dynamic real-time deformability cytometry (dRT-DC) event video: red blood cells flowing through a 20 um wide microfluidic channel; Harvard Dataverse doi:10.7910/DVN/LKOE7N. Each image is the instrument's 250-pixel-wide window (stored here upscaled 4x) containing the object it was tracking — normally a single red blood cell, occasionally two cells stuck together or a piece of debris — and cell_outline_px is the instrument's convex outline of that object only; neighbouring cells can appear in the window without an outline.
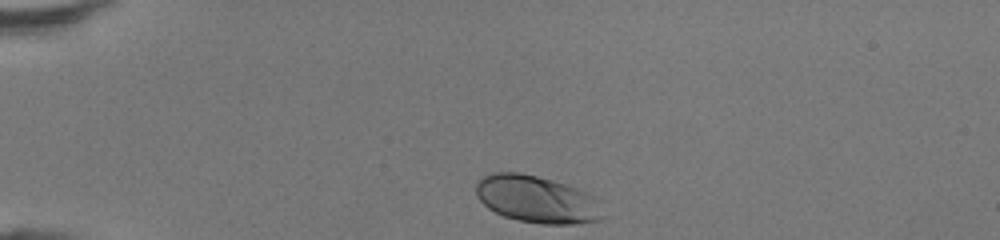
{"species": "human", "species_latin": "Homo sapiens", "temperature_condition": "room temperature", "stored_images_in_passage": 30, "camera_frame_rate_fps": 3000, "um_per_image_px": 0.085, "donor": {"sex": "female"}, "frame": {"image": 1, "passage_image": 1, "time_ms": 0.0, "image_size_px": [1000, 240], "cell_outline_px": [[604, 220], [580, 224], [540, 224], [516, 220], [504, 216], [488, 208], [476, 196], [476, 180], [492, 172], [520, 172], [552, 180], [588, 192], [596, 196], [600, 200]], "centroid_in_image_um": [45.67, 16.95], "position_along_channel_um": 39.3, "area_um2": 35.43}}
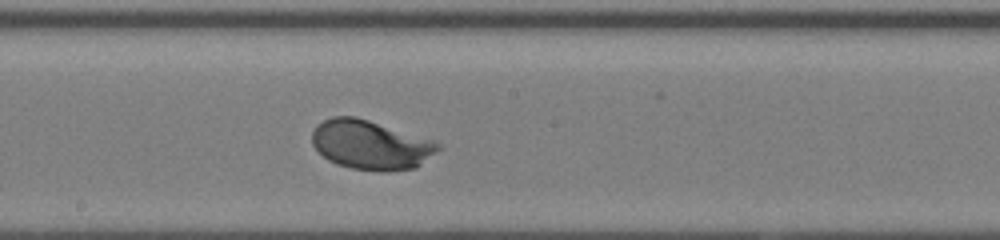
{"frame": {"image": 2, "passage_image": 17, "time_ms": 5.333, "image_size_px": [1000, 240], "cell_outline_px": [[444, 144], [436, 152], [416, 168], [380, 172], [352, 168], [336, 164], [328, 160], [312, 144], [312, 132], [316, 124], [332, 116], [356, 116], [436, 140]], "centroid_in_image_um": [31.54, 12.3], "position_along_channel_um": 216.7, "area_um2": 36.53}}
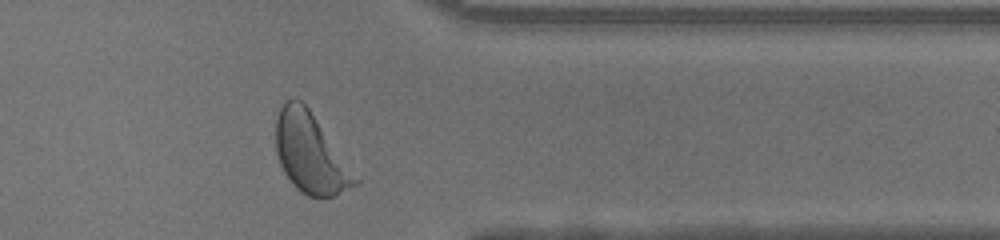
{"frame": {"image": 3, "passage_image": 29, "time_ms": 9.333, "image_size_px": [1000, 240], "cell_outline_px": [[360, 184], [332, 196], [308, 196], [300, 192], [292, 184], [284, 172], [280, 164], [276, 152], [276, 116], [280, 108], [292, 96], [296, 96], [308, 108], [360, 180]], "centroid_in_image_um": [26.37, 13.03], "position_along_channel_um": 385.0, "area_um2": 36.41}, "authors_computed_cell_mechanics": {"area_um2": 34.7956, "velocity_mm_per_s": 4.3376, "shape_relaxation_time_tau1_ms": 1.6701, "shape_relaxation_time_tau2_ms": null, "deformation_change_tau1": 0.1294, "deformation_change_tau2": null}}